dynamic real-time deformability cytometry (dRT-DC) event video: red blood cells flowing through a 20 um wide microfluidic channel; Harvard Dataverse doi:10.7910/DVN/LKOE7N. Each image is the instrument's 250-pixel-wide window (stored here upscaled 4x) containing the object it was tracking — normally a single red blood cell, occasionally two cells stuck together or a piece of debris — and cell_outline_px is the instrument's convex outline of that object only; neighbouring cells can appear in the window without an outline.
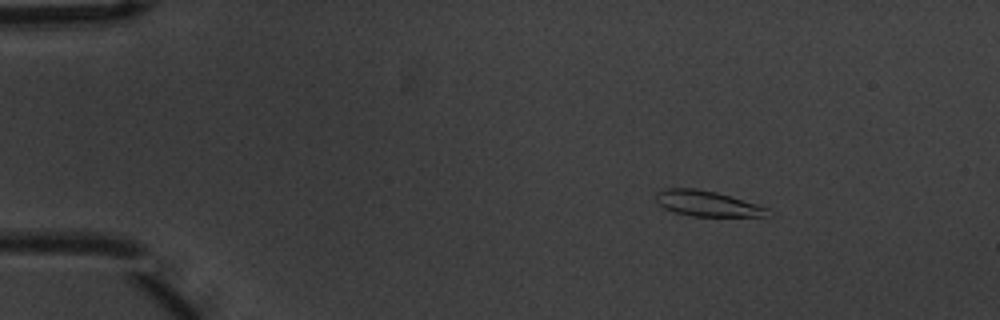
{"species": "common noctule bat (a hibernating species)", "species_latin": "Nyctalus noctula", "temperature_condition": "warm", "stored_images_in_passage": 5, "camera_frame_rate_fps": 3000, "um_per_image_px": 0.085, "animal": {"sex": "male", "body_mass_g": 20.1, "forearm_length_mm": 53.5}, "frame": {"image": 1, "passage_image": 2, "time_ms": 0.333, "image_size_px": [1000, 320], "cell_outline_px": [[768, 208], [764, 216], [692, 216], [676, 212], [664, 208], [656, 200], [656, 192], [668, 188], [696, 188], [716, 192], [756, 204]], "centroid_in_image_um": [60.05, 17.29], "position_along_channel_um": 25.0, "area_um2": 16.18}}